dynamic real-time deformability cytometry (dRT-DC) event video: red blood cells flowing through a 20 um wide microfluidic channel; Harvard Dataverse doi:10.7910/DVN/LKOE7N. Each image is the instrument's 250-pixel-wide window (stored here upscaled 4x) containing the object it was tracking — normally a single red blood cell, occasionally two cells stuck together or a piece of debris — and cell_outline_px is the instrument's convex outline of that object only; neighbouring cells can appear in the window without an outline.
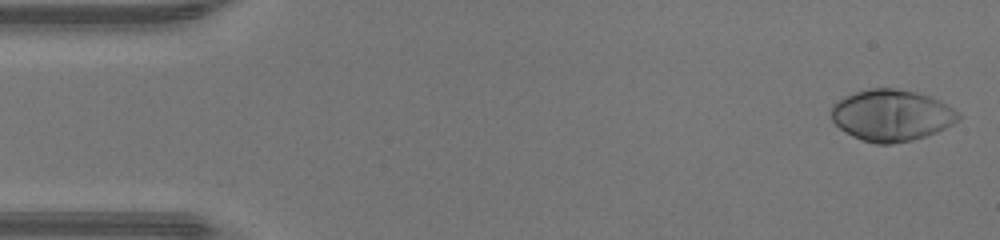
{"species": "human", "species_latin": "Homo sapiens", "temperature_condition": "warm", "stored_images_in_passage": 43, "camera_frame_rate_fps": 3000, "um_per_image_px": 0.085, "donor": {"sex": "male"}, "frame": {"image": 1, "passage_image": 1, "time_ms": 0.0, "image_size_px": [1000, 240], "cell_outline_px": [[964, 116], [960, 120], [936, 132], [912, 140], [892, 144], [876, 144], [852, 136], [844, 132], [832, 120], [832, 104], [844, 96], [856, 92], [872, 88], [896, 88], [916, 92], [940, 100], [960, 112]], "centroid_in_image_um": [75.8, 9.8], "position_along_channel_um": 9.2, "area_um2": 38.21}}
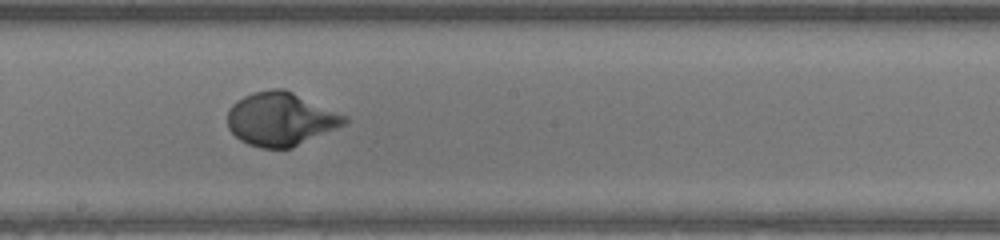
{"frame": {"image": 2, "passage_image": 25, "time_ms": 8.0, "image_size_px": [1000, 240], "cell_outline_px": [[348, 124], [292, 148], [260, 148], [248, 144], [240, 140], [228, 128], [228, 112], [232, 104], [236, 100], [252, 92], [272, 88], [284, 88], [348, 116]], "centroid_in_image_um": [23.89, 10.12], "position_along_channel_um": 224.3, "area_um2": 36.76}}
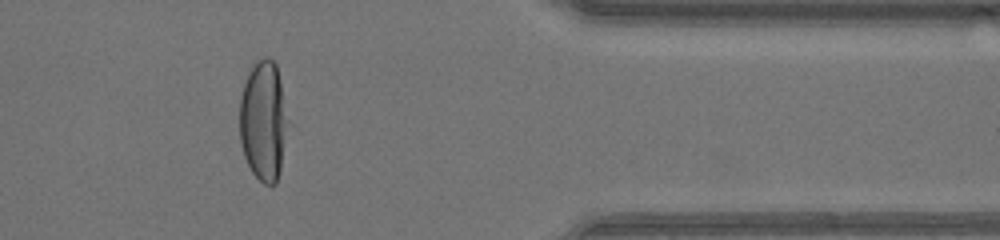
{"frame": {"image": 3, "passage_image": 38, "time_ms": 12.333, "image_size_px": [1000, 240], "cell_outline_px": [[292, 124], [280, 172], [276, 184], [264, 184], [252, 172], [244, 156], [240, 140], [240, 96], [248, 72], [256, 60], [264, 56], [268, 56], [276, 64]], "centroid_in_image_um": [22.46, 10.27], "position_along_channel_um": 388.9, "area_um2": 35.14}, "authors_computed_cell_mechanics": {"area_um2": 35.836, "velocity_mm_per_s": 4.3518, "shape_relaxation_time_tau1_ms": 2.5641, "shape_relaxation_time_tau2_ms": null, "deformation_change_tau1": 0.2107, "deformation_change_tau2": null}}